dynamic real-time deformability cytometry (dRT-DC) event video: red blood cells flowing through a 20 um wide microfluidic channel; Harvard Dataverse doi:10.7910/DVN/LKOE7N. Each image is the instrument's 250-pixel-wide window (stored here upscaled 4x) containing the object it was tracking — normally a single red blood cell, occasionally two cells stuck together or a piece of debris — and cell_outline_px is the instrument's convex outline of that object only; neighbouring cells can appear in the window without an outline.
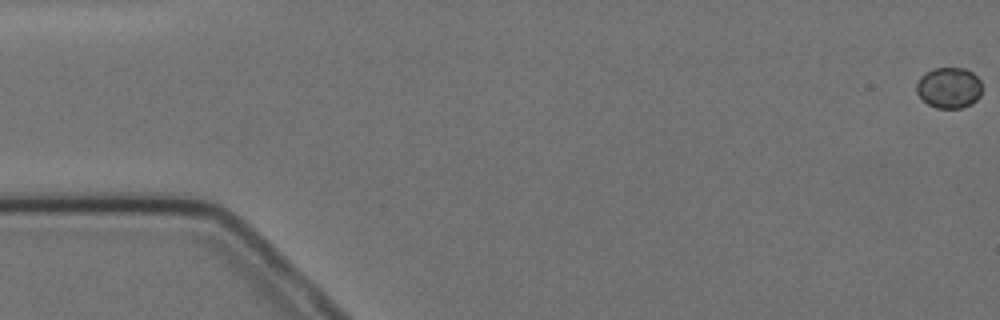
{"species": "Egyptian fruit bat (a non-hibernating species)", "species_latin": "Rousettus aegyptiacus", "temperature_condition": "cold", "stored_images_in_passage": 3, "camera_frame_rate_fps": 3000, "um_per_image_px": 0.085, "animal": {"sex": "female"}, "frame": {"image": 1, "passage_image": 1, "time_ms": 0.0, "image_size_px": [1000, 320], "cell_outline_px": [[980, 96], [972, 104], [960, 108], [936, 108], [928, 104], [916, 92], [916, 84], [920, 76], [924, 72], [932, 68], [964, 68], [972, 72], [980, 80]], "centroid_in_image_um": [80.64, 7.45], "position_along_channel_um": 4.4, "area_um2": 15.66}}